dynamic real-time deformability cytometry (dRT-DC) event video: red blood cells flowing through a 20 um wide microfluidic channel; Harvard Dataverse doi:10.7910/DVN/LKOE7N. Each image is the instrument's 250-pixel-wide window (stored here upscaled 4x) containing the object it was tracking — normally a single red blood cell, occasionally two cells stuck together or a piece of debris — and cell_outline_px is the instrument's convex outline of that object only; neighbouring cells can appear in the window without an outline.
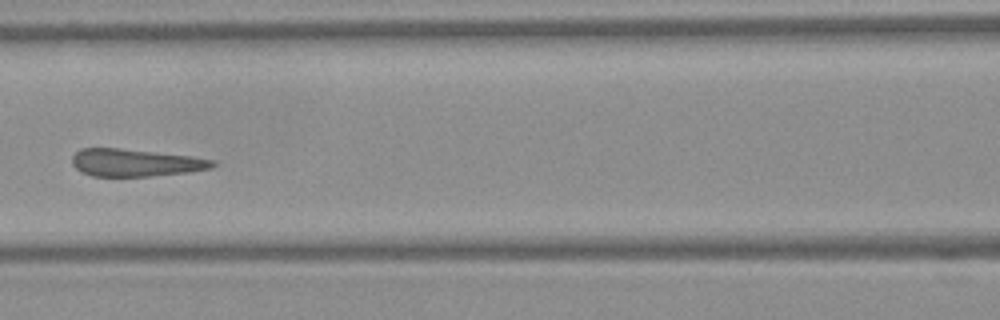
{"species": "Egyptian fruit bat (a non-hibernating species)", "species_latin": "Rousettus aegyptiacus", "temperature_condition": "warm", "stored_images_in_passage": 5, "camera_frame_rate_fps": 3000, "um_per_image_px": 0.085, "frame": {"image": 1, "passage_image": 5, "time_ms": 1.333, "image_size_px": [1000, 320], "cell_outline_px": [[216, 164], [212, 168], [192, 172], [148, 176], [92, 176], [80, 172], [72, 164], [72, 156], [80, 148], [120, 148], [192, 156], [216, 160]], "centroid_in_image_um": [11.53, 13.83], "position_along_channel_um": 155.1, "area_um2": 22.66}}